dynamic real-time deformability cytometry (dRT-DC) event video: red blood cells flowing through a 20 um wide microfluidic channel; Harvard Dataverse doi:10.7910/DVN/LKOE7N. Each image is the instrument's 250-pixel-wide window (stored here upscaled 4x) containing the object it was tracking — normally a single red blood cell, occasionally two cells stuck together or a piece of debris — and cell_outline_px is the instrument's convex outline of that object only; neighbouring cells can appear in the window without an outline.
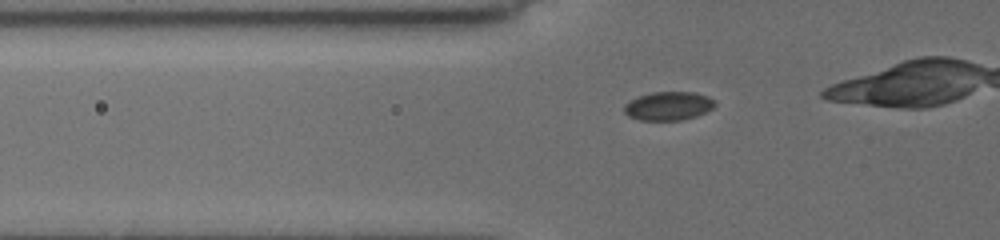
{"species": "common noctule bat (a hibernating species)", "species_latin": "Nyctalus noctula", "temperature_condition": "cold", "stored_images_in_passage": 43, "camera_frame_rate_fps": 3000, "um_per_image_px": 0.085, "animal": {"sex": "female", "body_mass_g": 19.5, "forearm_length_mm": 54.1}, "frame": {"image": 1, "passage_image": 15, "time_ms": 4.667, "image_size_px": [1000, 240], "cell_outline_px": [[716, 104], [712, 108], [696, 116], [680, 120], [640, 120], [628, 116], [624, 112], [624, 104], [640, 96], [652, 92], [692, 92], [708, 96], [716, 100]], "centroid_in_image_um": [56.82, 9.0], "position_along_channel_um": 69.0, "area_um2": 15.03}}
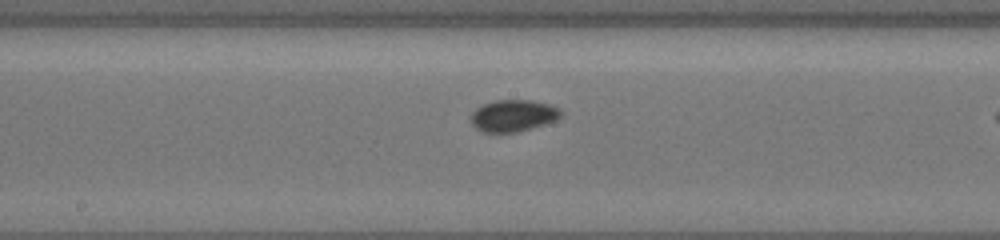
{"frame": {"image": 2, "passage_image": 26, "time_ms": 8.333, "image_size_px": [1000, 240], "cell_outline_px": [[560, 116], [544, 124], [516, 132], [484, 132], [476, 128], [472, 124], [472, 112], [476, 108], [484, 104], [496, 100], [528, 100], [548, 104], [560, 108]], "centroid_in_image_um": [43.59, 9.82], "position_along_channel_um": 204.6, "area_um2": 16.24}}
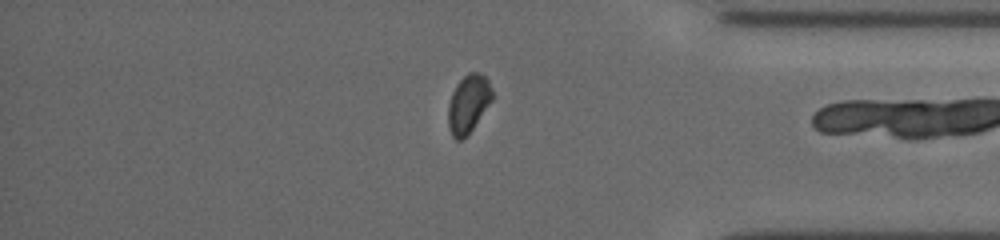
{"frame": {"image": 3, "passage_image": 42, "time_ms": 13.667, "image_size_px": [1000, 240], "cell_outline_px": [[492, 100], [468, 136], [460, 140], [456, 140], [452, 136], [448, 128], [448, 104], [452, 92], [456, 84], [468, 72], [480, 72], [488, 80], [492, 88]], "centroid_in_image_um": [39.8, 8.84], "position_along_channel_um": 395.4, "area_um2": 15.09}}